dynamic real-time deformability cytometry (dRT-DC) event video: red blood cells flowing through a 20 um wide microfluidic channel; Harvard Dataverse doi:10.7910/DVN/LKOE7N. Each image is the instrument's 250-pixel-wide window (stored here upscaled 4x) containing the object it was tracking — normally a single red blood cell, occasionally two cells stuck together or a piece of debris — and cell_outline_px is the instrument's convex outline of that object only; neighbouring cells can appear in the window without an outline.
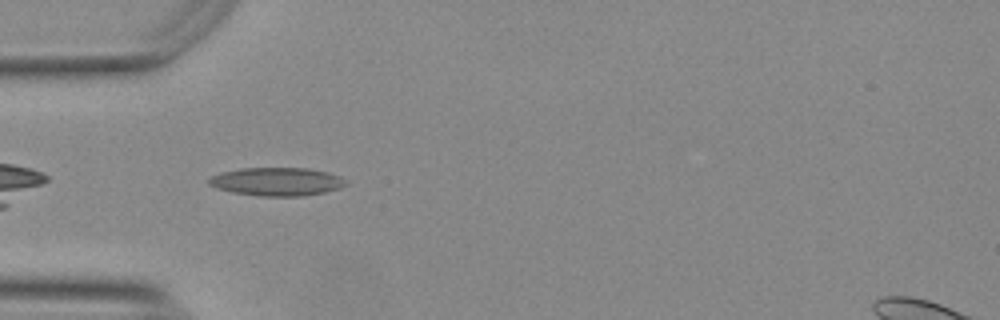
{"species": "Egyptian fruit bat (a non-hibernating species)", "species_latin": "Rousettus aegyptiacus", "temperature_condition": "warm", "stored_images_in_passage": 32, "camera_frame_rate_fps": 3000, "um_per_image_px": 0.085, "animal": {"sex": "female"}, "frame": {"image": 1, "passage_image": 2, "time_ms": 0.333, "image_size_px": [1000, 320], "cell_outline_px": [[348, 184], [340, 188], [324, 192], [300, 196], [264, 196], [232, 192], [216, 188], [208, 184], [208, 180], [212, 176], [220, 172], [240, 168], [308, 168], [328, 172], [348, 180]], "centroid_in_image_um": [23.54, 15.43], "position_along_channel_um": 61.5, "area_um2": 22.6}}
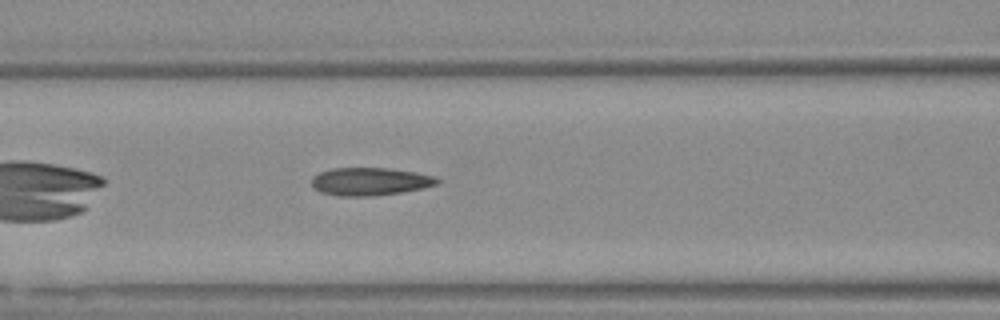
{"frame": {"image": 2, "passage_image": 8, "time_ms": 2.333, "image_size_px": [1000, 320], "cell_outline_px": [[440, 184], [424, 188], [400, 192], [372, 196], [340, 196], [320, 192], [312, 188], [312, 176], [320, 172], [332, 168], [392, 168], [416, 172], [436, 176], [440, 180]], "centroid_in_image_um": [31.47, 15.42], "position_along_channel_um": 135.1, "area_um2": 20.63}}
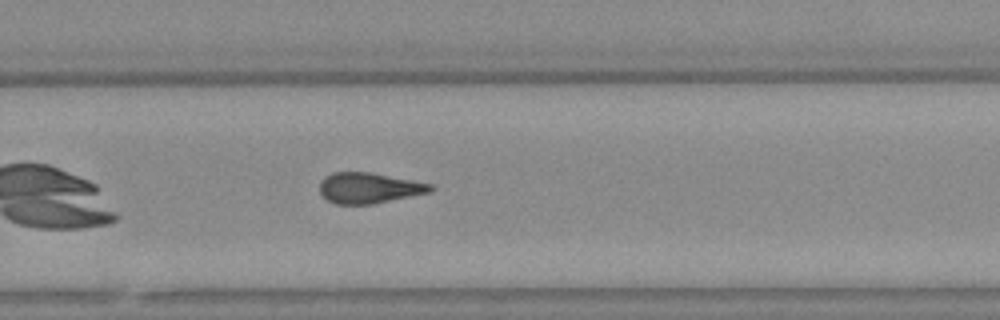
{"frame": {"image": 3, "passage_image": 21, "time_ms": 6.667, "image_size_px": [1000, 320], "cell_outline_px": [[436, 188], [428, 192], [372, 204], [336, 204], [328, 200], [320, 192], [320, 180], [324, 176], [332, 172], [372, 172], [432, 184]], "centroid_in_image_um": [31.33, 15.96], "position_along_channel_um": 298.5, "area_um2": 19.71}, "authors_computed_cell_mechanics": {"area_um2": 20.1722, "velocity_mm_per_s": 3.7822, "shape_relaxation_time_tau1_ms": null, "shape_relaxation_time_tau2_ms": 2.1787, "deformation_change_tau1": null, "deformation_change_tau2": 0.1211}}